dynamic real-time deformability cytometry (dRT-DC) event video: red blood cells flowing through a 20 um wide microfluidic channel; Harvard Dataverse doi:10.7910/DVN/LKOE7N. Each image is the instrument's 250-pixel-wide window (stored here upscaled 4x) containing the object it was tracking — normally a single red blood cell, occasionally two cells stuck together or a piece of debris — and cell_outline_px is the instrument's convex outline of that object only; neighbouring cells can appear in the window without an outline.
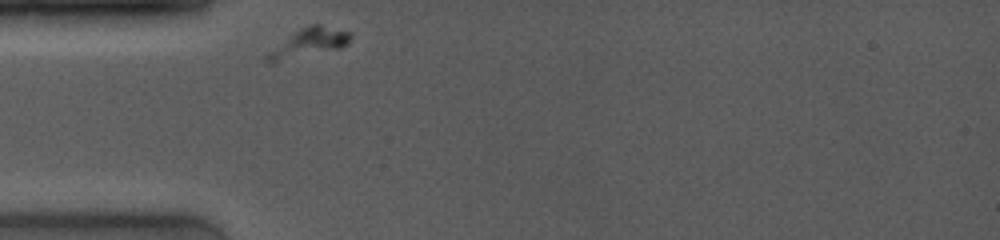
{"species": "common noctule bat (a hibernating species)", "species_latin": "Nyctalus noctula", "temperature_condition": "room temperature", "stored_images_in_passage": 23, "camera_frame_rate_fps": 4000, "um_per_image_px": 0.085, "animal": {"sex": "female", "body_mass_g": 19.0, "forearm_length_mm": 53.3}, "frame": {"image": 1, "passage_image": 1, "time_ms": 0.0, "image_size_px": [1000, 240], "cell_outline_px": [[352, 36], [348, 44], [340, 48], [272, 64], [268, 64], [264, 60], [264, 56], [268, 52], [300, 28], [312, 24], [320, 24], [348, 32]], "centroid_in_image_um": [26.2, 3.67], "position_along_channel_um": 58.8, "area_um2": 13.87}}
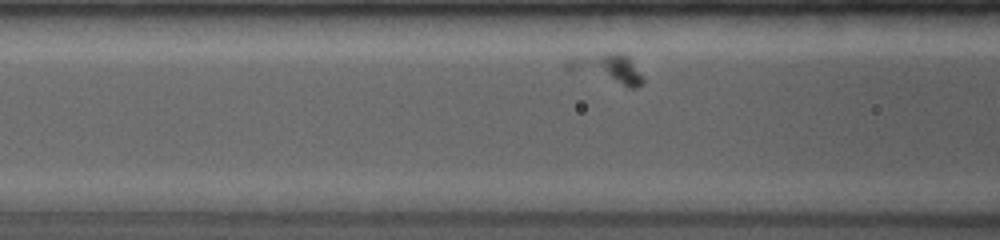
{"frame": {"image": 2, "passage_image": 5, "time_ms": 1.75, "image_size_px": [1000, 240], "cell_outline_px": [[644, 84], [636, 88], [628, 88], [568, 72], [564, 68], [564, 64], [568, 60], [608, 52], [620, 52], [628, 56], [644, 76]], "centroid_in_image_um": [51.66, 5.88], "position_along_channel_um": 114.9, "area_um2": 13.53}}
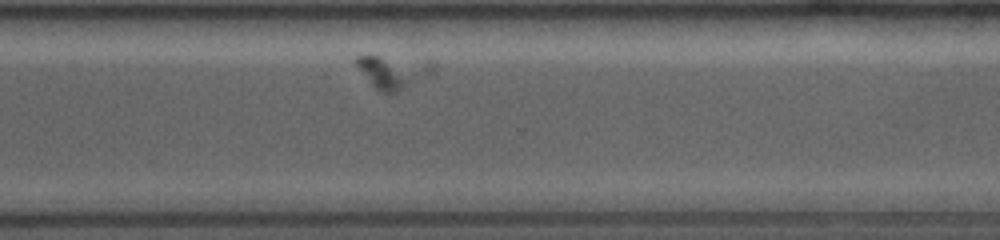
{"frame": {"image": 3, "passage_image": 19, "time_ms": 8.0, "image_size_px": [1000, 240], "cell_outline_px": [[436, 64], [428, 72], [396, 92], [384, 92], [376, 88], [372, 84], [352, 60], [356, 56], [376, 56], [432, 60]], "centroid_in_image_um": [33.35, 6.04], "position_along_channel_um": 337.3, "area_um2": 13.93}}